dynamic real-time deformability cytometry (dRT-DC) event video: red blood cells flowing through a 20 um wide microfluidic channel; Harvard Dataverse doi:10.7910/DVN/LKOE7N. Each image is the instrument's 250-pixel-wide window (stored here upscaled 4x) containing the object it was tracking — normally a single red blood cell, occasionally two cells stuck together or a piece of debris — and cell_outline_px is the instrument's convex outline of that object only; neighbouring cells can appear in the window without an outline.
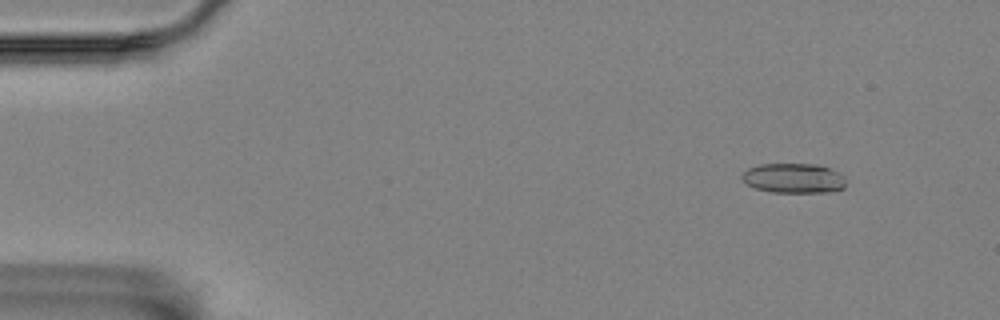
{"species": "Egyptian fruit bat (a non-hibernating species)", "species_latin": "Rousettus aegyptiacus", "temperature_condition": "room temperature", "stored_images_in_passage": 5, "segment_of_instrument_passage": [2, 2], "camera_frame_rate_fps": 3000, "um_per_image_px": 0.085, "animal": {"sex": "female"}, "frame": {"image": 1, "passage_image": 5, "time_ms": 1.333, "image_size_px": [1000, 320], "cell_outline_px": [[844, 188], [828, 192], [772, 192], [756, 188], [748, 184], [740, 176], [748, 168], [760, 164], [820, 164], [844, 176]], "centroid_in_image_um": [67.45, 15.14], "position_along_channel_um": 17.5, "area_um2": 17.86}}